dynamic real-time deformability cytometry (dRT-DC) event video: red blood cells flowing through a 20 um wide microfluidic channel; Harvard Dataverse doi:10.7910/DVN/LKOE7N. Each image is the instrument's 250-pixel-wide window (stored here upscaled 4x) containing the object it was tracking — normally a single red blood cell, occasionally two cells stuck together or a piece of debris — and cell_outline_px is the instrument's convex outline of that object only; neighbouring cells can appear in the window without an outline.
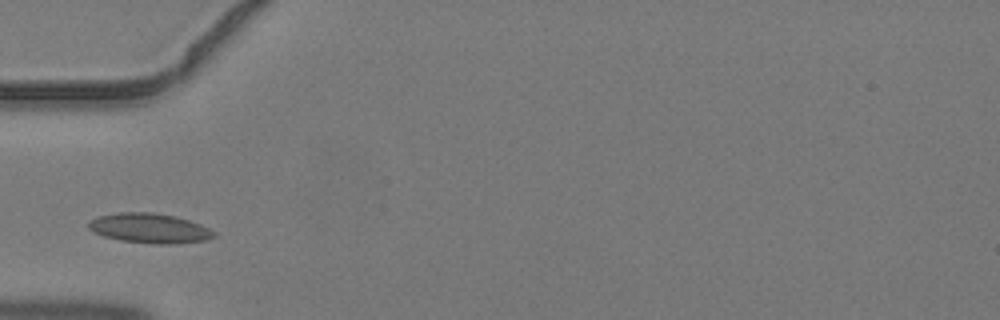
{"species": "common noctule bat (a hibernating species)", "species_latin": "Nyctalus noctula", "temperature_condition": "warm", "stored_images_in_passage": 3, "camera_frame_rate_fps": 3000, "um_per_image_px": 0.085, "animal": {"sex": "male", "body_mass_g": 19.2, "forearm_length_mm": 51.8}, "frame": {"image": 1, "passage_image": 2, "time_ms": 0.333, "image_size_px": [1000, 320], "cell_outline_px": [[216, 236], [204, 240], [176, 244], [156, 244], [120, 240], [104, 236], [88, 228], [88, 224], [92, 220], [100, 216], [120, 212], [152, 212], [176, 216], [200, 224], [216, 232]], "centroid_in_image_um": [12.75, 19.4], "position_along_channel_um": 72.2, "area_um2": 21.56}}
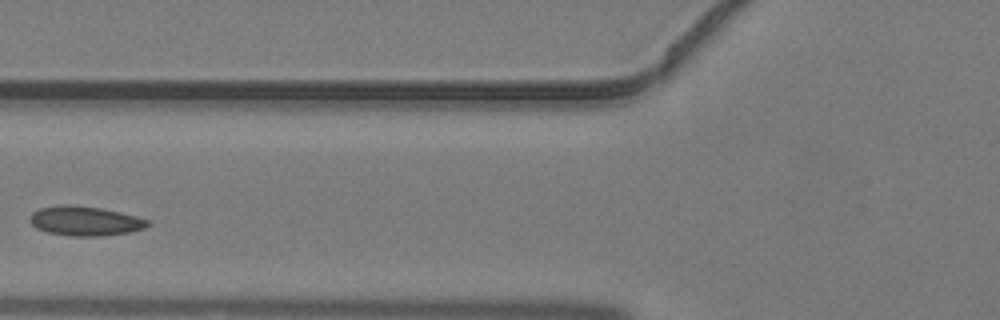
{"frame": {"image": 2, "passage_image": 3, "time_ms": 0.667, "image_size_px": [1000, 320], "cell_outline_px": [[152, 224], [144, 228], [128, 232], [104, 236], [68, 236], [48, 232], [36, 228], [28, 220], [32, 212], [40, 208], [64, 204], [68, 204], [100, 208], [120, 212], [136, 216], [148, 220]], "centroid_in_image_um": [7.22, 18.78], "position_along_channel_um": 118.6, "area_um2": 20.29}}